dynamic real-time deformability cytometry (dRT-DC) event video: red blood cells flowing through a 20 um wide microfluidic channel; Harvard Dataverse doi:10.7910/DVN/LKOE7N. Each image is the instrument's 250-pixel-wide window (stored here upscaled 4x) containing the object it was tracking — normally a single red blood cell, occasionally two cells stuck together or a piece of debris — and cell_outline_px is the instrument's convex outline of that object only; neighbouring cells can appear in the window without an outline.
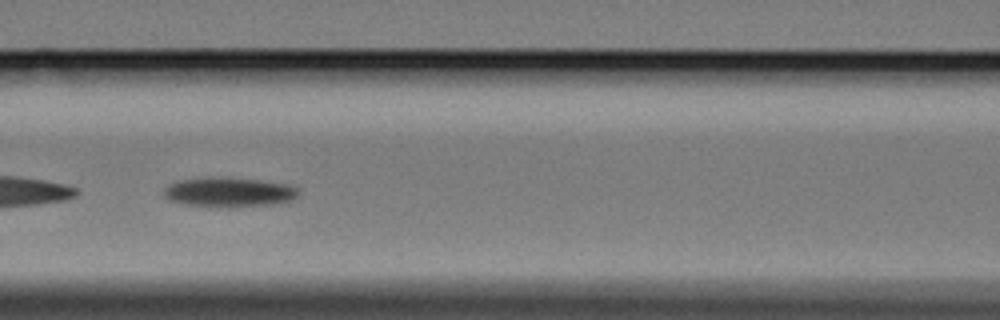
{"species": "Egyptian fruit bat (a non-hibernating species)", "species_latin": "Rousettus aegyptiacus", "temperature_condition": "cold", "stored_images_in_passage": 45, "camera_frame_rate_fps": 3000, "um_per_image_px": 0.085, "animal": {"sex": "female"}, "frame": {"image": 1, "passage_image": 12, "time_ms": 3.667, "image_size_px": [1000, 320], "cell_outline_px": [[300, 192], [292, 200], [272, 204], [220, 208], [180, 204], [168, 200], [164, 196], [164, 188], [168, 184], [180, 180], [208, 176], [228, 176], [260, 180], [288, 184], [296, 188]], "centroid_in_image_um": [19.4, 16.32], "position_along_channel_um": 147.2, "area_um2": 23.87}}
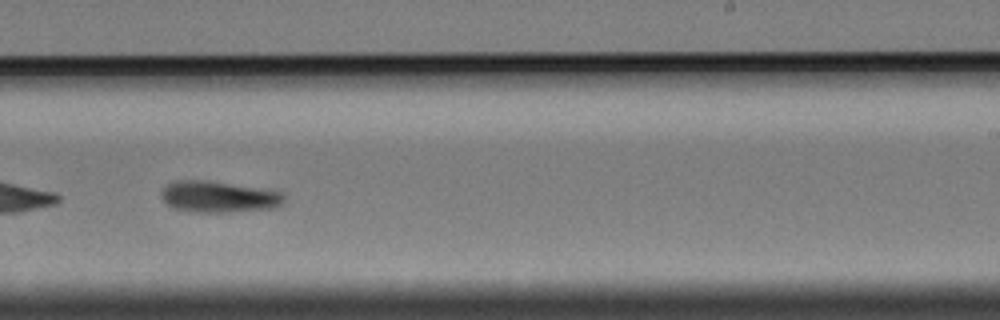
{"frame": {"image": 2, "passage_image": 23, "time_ms": 7.333, "image_size_px": [1000, 320], "cell_outline_px": [[284, 204], [276, 208], [224, 212], [196, 212], [172, 208], [164, 204], [160, 196], [160, 192], [168, 184], [176, 180], [208, 180], [280, 192], [284, 196]], "centroid_in_image_um": [18.53, 16.73], "position_along_channel_um": 270.5, "area_um2": 22.43}}
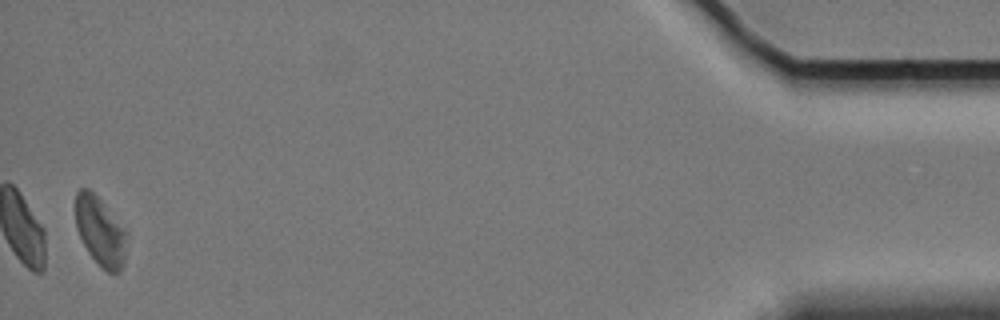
{"frame": {"image": 3, "passage_image": 44, "time_ms": 14.333, "image_size_px": [1000, 320], "cell_outline_px": [[124, 264], [120, 272], [108, 272], [88, 252], [76, 228], [76, 192], [80, 188], [88, 188], [100, 200], [124, 232]], "centroid_in_image_um": [8.46, 19.66], "position_along_channel_um": 426.7, "area_um2": 19.36}, "authors_computed_cell_mechanics": {"area_um2": 22.3108, "velocity_mm_per_s": 3.3729, "shape_relaxation_time_tau1_ms": 3.1265, "shape_relaxation_time_tau2_ms": null, "deformation_change_tau1": 0.0807, "deformation_change_tau2": null}}